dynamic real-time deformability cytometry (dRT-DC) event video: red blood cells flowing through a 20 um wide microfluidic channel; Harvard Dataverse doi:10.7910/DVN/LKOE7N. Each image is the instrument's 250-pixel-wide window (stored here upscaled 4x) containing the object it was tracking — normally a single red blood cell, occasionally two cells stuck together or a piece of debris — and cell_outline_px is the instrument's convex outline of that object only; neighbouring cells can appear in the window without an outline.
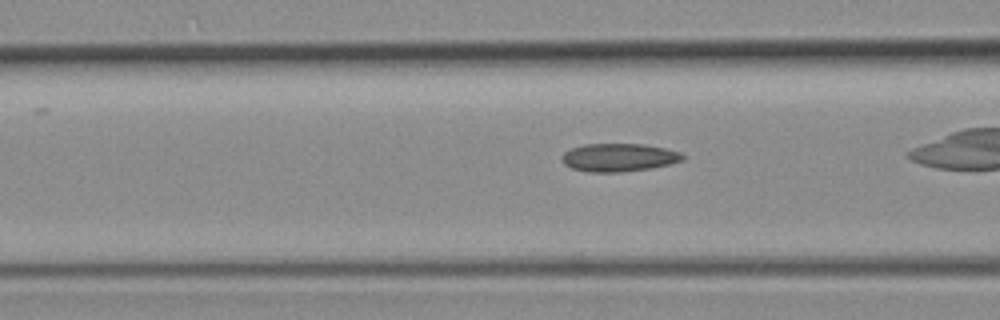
{"species": "common noctule bat (a hibernating species)", "species_latin": "Nyctalus noctula", "temperature_condition": "room temperature", "stored_images_in_passage": 37, "camera_frame_rate_fps": 3000, "um_per_image_px": 0.085, "animal": {"sex": "female", "body_mass_g": 19.3, "forearm_length_mm": 54.1}, "frame": {"image": 1, "passage_image": 16, "time_ms": 5.0, "image_size_px": [1000, 320], "cell_outline_px": [[684, 160], [652, 168], [620, 172], [588, 172], [572, 168], [564, 164], [560, 156], [564, 152], [572, 148], [584, 144], [644, 144], [664, 148], [680, 152], [684, 156]], "centroid_in_image_um": [52.58, 13.38], "position_along_channel_um": 114.0, "area_um2": 19.77}}
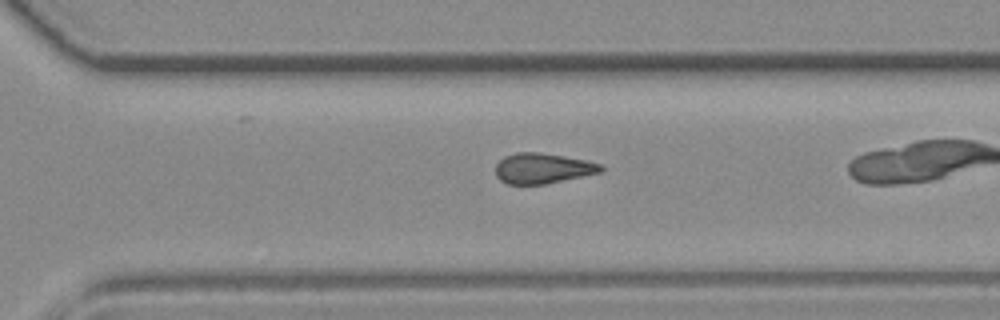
{"frame": {"image": 2, "passage_image": 32, "time_ms": 10.333, "image_size_px": [1000, 320], "cell_outline_px": [[604, 168], [600, 172], [544, 184], [508, 184], [500, 180], [496, 176], [496, 164], [504, 156], [516, 152], [536, 152], [588, 160], [600, 164]], "centroid_in_image_um": [46.09, 14.3], "position_along_channel_um": 324.5, "area_um2": 18.44}}